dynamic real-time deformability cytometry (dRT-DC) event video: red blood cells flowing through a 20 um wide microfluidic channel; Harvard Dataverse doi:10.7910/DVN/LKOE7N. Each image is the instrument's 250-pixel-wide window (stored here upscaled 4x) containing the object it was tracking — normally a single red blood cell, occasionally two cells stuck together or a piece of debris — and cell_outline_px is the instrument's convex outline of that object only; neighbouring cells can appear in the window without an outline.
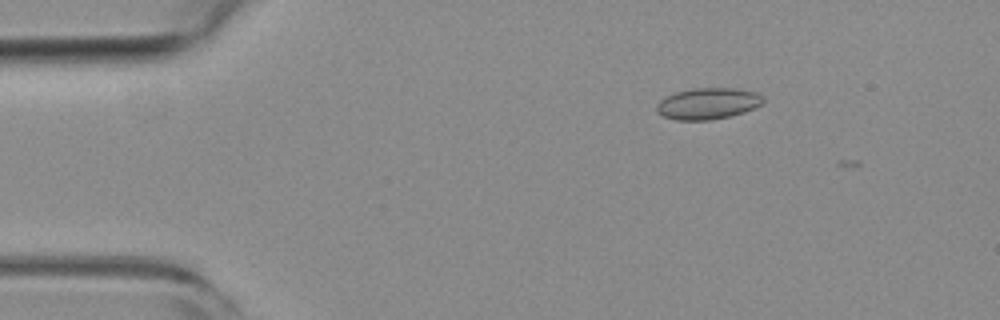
{"species": "common noctule bat (a hibernating species)", "species_latin": "Nyctalus noctula", "temperature_condition": "room temperature", "stored_images_in_passage": 49, "camera_frame_rate_fps": 3000, "um_per_image_px": 0.085, "animal": {"sex": "female", "body_mass_g": 19.3, "forearm_length_mm": 54.1}, "frame": {"image": 1, "passage_image": 5, "time_ms": 1.333, "image_size_px": [1000, 320], "cell_outline_px": [[764, 104], [744, 112], [728, 116], [708, 120], [676, 120], [664, 116], [656, 112], [656, 104], [660, 100], [676, 92], [696, 88], [732, 88], [756, 92], [764, 96]], "centroid_in_image_um": [60.19, 8.8], "position_along_channel_um": 24.8, "area_um2": 19.42}}
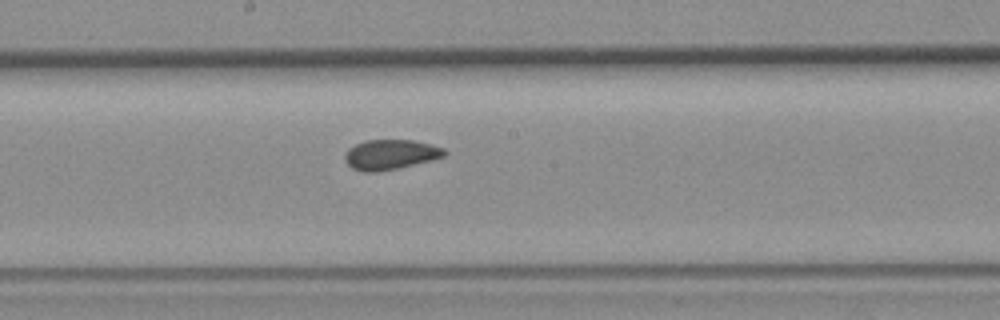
{"frame": {"image": 2, "passage_image": 25, "time_ms": 8.0, "image_size_px": [1000, 320], "cell_outline_px": [[448, 152], [444, 156], [432, 160], [396, 168], [376, 172], [364, 172], [352, 168], [344, 160], [344, 156], [348, 148], [364, 140], [412, 140], [444, 148]], "centroid_in_image_um": [33.16, 13.13], "position_along_channel_um": 215.0, "area_um2": 17.28}}
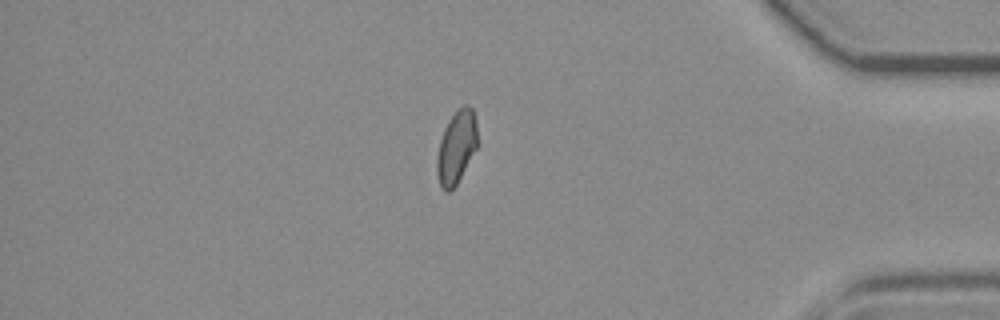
{"frame": {"image": 3, "passage_image": 42, "time_ms": 13.667, "image_size_px": [1000, 320], "cell_outline_px": [[476, 148], [456, 184], [448, 192], [444, 192], [440, 184], [436, 172], [436, 160], [440, 140], [444, 128], [448, 120], [464, 104], [468, 104], [472, 108], [476, 120]], "centroid_in_image_um": [38.77, 12.5], "position_along_channel_um": 396.4, "area_um2": 16.88}, "authors_computed_cell_mechanics": {"area_um2": 17.2822, "velocity_mm_per_s": 3.8321, "shape_relaxation_time_tau1_ms": null, "shape_relaxation_time_tau2_ms": 2.0106, "deformation_change_tau1": null, "deformation_change_tau2": 0.0639}}